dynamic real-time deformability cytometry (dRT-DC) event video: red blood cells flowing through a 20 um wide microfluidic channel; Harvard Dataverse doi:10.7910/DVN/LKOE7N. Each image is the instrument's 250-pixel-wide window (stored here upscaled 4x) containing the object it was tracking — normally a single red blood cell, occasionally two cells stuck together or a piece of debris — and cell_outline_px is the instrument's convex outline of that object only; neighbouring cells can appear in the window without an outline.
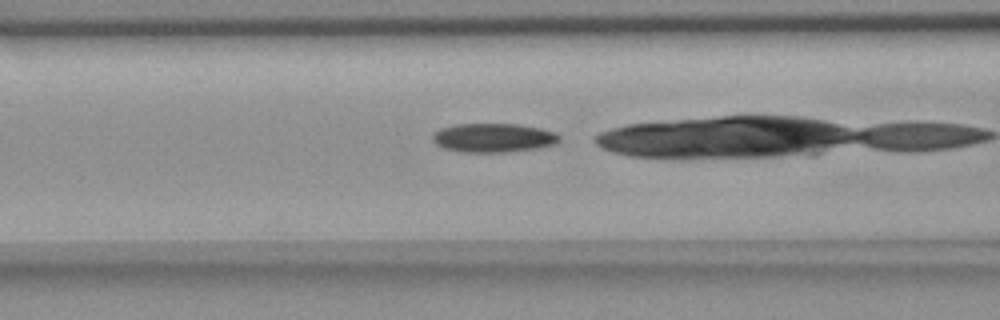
{"species": "common noctule bat (a hibernating species)", "species_latin": "Nyctalus noctula", "temperature_condition": "room temperature", "stored_images_in_passage": 33, "camera_frame_rate_fps": 3000, "um_per_image_px": 0.085, "animal": {"sex": "female", "body_mass_g": 18.4}, "frame": {"image": 1, "passage_image": 12, "time_ms": 3.667, "image_size_px": [1000, 320], "cell_outline_px": [[560, 140], [556, 144], [536, 148], [508, 152], [460, 152], [444, 148], [436, 144], [432, 140], [432, 136], [440, 128], [456, 124], [520, 124], [540, 128], [556, 132], [560, 136]], "centroid_in_image_um": [41.95, 11.71], "position_along_channel_um": 124.6, "area_um2": 21.5}}
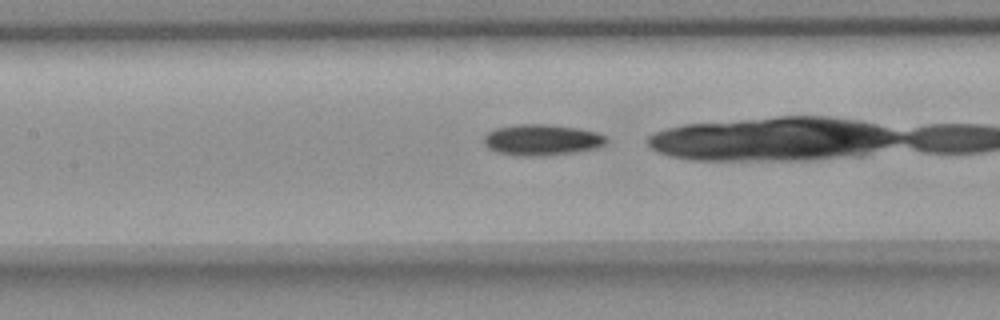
{"frame": {"image": 2, "passage_image": 15, "time_ms": 4.667, "image_size_px": [1000, 320], "cell_outline_px": [[608, 144], [596, 148], [576, 152], [536, 156], [520, 156], [496, 152], [488, 148], [484, 144], [484, 136], [488, 132], [496, 128], [516, 124], [548, 124], [576, 128], [596, 132], [604, 136], [608, 140]], "centroid_in_image_um": [46.05, 11.89], "position_along_channel_um": 161.4, "area_um2": 22.2}}
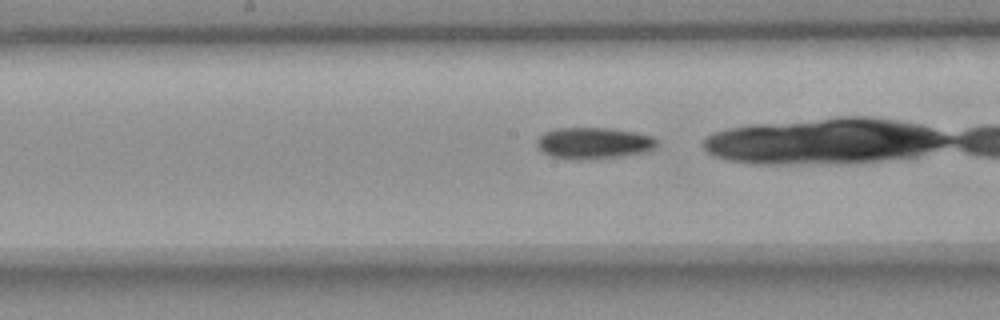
{"frame": {"image": 3, "passage_image": 18, "time_ms": 5.667, "image_size_px": [1000, 320], "cell_outline_px": [[656, 148], [648, 152], [620, 156], [572, 160], [552, 156], [544, 152], [536, 144], [536, 140], [544, 132], [556, 128], [604, 128], [636, 132], [652, 136], [656, 140]], "centroid_in_image_um": [50.47, 12.16], "position_along_channel_um": 197.7, "area_um2": 21.85}}